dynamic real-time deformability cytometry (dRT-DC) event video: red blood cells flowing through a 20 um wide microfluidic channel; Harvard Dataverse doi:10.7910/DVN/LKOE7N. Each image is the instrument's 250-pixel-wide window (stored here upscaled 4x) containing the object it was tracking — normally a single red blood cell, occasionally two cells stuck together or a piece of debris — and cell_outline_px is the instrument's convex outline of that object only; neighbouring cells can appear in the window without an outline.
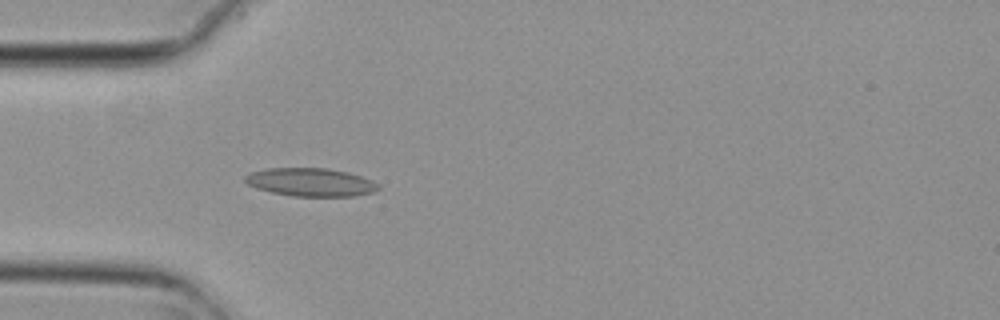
{"species": "common noctule bat (a hibernating species)", "species_latin": "Nyctalus noctula", "temperature_condition": "cold", "stored_images_in_passage": 4, "camera_frame_rate_fps": 3000, "um_per_image_px": 0.085, "animal": {"sex": "female", "body_mass_g": 29.2, "forearm_length_mm": 56.3}, "frame": {"image": 1, "passage_image": 4, "time_ms": 1.0, "image_size_px": [1000, 320], "cell_outline_px": [[380, 188], [372, 192], [356, 196], [292, 196], [272, 192], [256, 188], [248, 184], [244, 180], [244, 176], [252, 172], [264, 168], [328, 168], [348, 172], [372, 180], [380, 184]], "centroid_in_image_um": [26.41, 15.48], "position_along_channel_um": 58.6, "area_um2": 21.96}}